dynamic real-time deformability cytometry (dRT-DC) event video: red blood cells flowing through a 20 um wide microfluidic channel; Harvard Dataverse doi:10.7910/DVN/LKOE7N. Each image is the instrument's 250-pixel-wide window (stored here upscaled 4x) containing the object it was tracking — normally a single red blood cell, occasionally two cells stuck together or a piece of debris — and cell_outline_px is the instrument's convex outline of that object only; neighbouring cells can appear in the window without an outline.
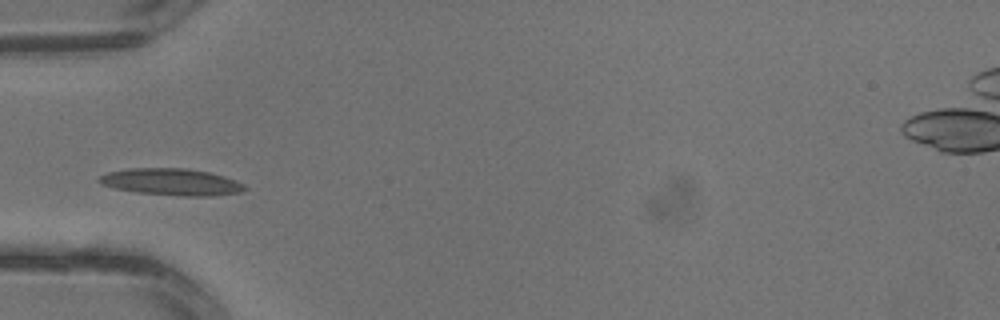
{"species": "common noctule bat (a hibernating species)", "species_latin": "Nyctalus noctula", "temperature_condition": "warm", "stored_images_in_passage": 2, "camera_frame_rate_fps": 3000, "um_per_image_px": 0.085, "animal": {"sex": "male", "body_mass_g": 13.3}, "frame": {"image": 1, "passage_image": 2, "time_ms": 0.333, "image_size_px": [1000, 320], "cell_outline_px": [[248, 188], [240, 192], [216, 196], [184, 196], [136, 192], [116, 188], [100, 184], [96, 180], [100, 176], [108, 172], [128, 168], [184, 168], [208, 172], [224, 176], [236, 180], [244, 184]], "centroid_in_image_um": [14.58, 15.46], "position_along_channel_um": 70.4, "area_um2": 22.77}}